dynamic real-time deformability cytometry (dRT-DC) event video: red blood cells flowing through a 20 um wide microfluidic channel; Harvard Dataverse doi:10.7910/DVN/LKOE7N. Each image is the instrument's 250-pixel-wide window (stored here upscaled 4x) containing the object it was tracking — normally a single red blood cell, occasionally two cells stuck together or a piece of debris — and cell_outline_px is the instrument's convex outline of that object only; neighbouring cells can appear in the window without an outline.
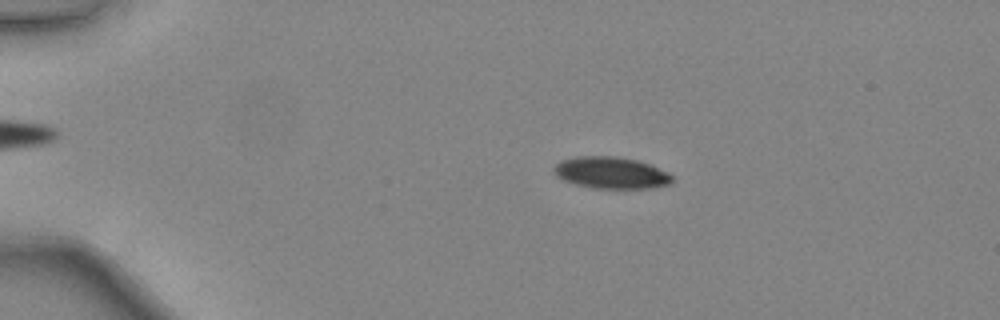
{"species": "common noctule bat (a hibernating species)", "species_latin": "Nyctalus noctula", "temperature_condition": "warm", "stored_images_in_passage": 44, "camera_frame_rate_fps": 3000, "um_per_image_px": 0.085, "animal": {"sex": "female", "body_mass_g": 24.6, "forearm_length_mm": 56.2}, "frame": {"image": 1, "passage_image": 7, "time_ms": 2.0, "image_size_px": [1000, 320], "cell_outline_px": [[672, 184], [656, 188], [592, 188], [576, 184], [564, 180], [556, 176], [552, 172], [552, 168], [560, 160], [576, 156], [616, 156], [636, 160], [648, 164], [668, 172], [672, 176]], "centroid_in_image_um": [51.92, 14.69], "position_along_channel_um": 33.1, "area_um2": 22.02}}
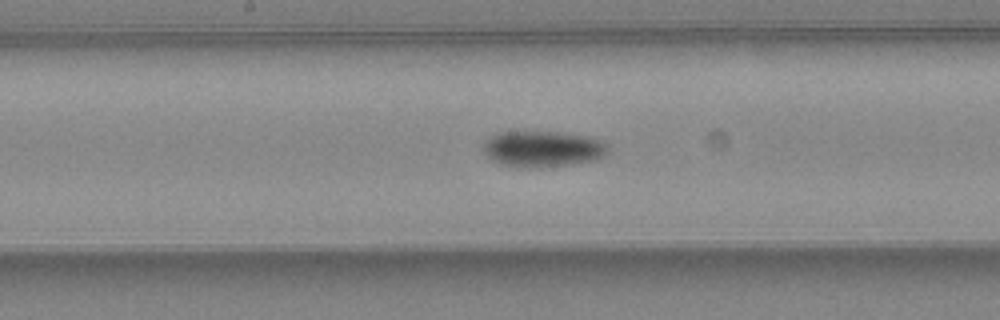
{"frame": {"image": 2, "passage_image": 23, "time_ms": 7.333, "image_size_px": [1000, 320], "cell_outline_px": [[608, 152], [604, 156], [596, 160], [572, 164], [540, 168], [520, 168], [500, 164], [492, 160], [480, 148], [484, 140], [488, 136], [500, 132], [556, 132], [588, 136], [600, 140], [608, 144]], "centroid_in_image_um": [46.1, 12.67], "position_along_channel_um": 202.1, "area_um2": 26.7}}
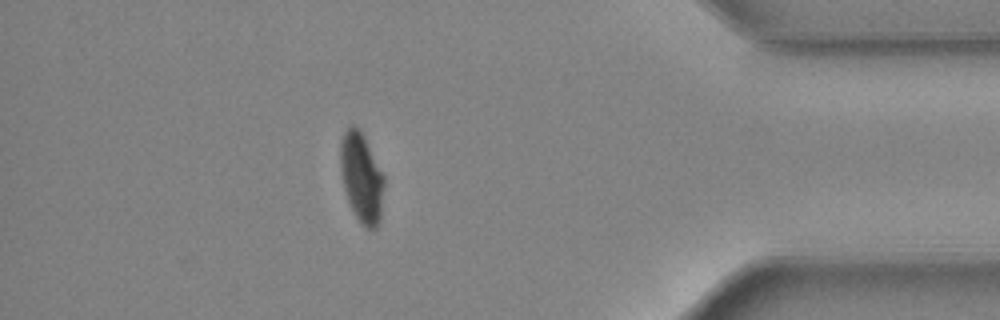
{"frame": {"image": 3, "passage_image": 39, "time_ms": 12.667, "image_size_px": [1000, 320], "cell_outline_px": [[384, 184], [380, 220], [376, 228], [364, 228], [360, 224], [348, 200], [344, 188], [340, 168], [340, 144], [344, 132], [352, 124], [364, 136], [384, 176]], "centroid_in_image_um": [30.73, 15.12], "position_along_channel_um": 404.5, "area_um2": 22.54}, "authors_computed_cell_mechanics": {"area_um2": 23.698, "velocity_mm_per_s": 4.4561, "shape_relaxation_time_tau1_ms": 2.3777, "shape_relaxation_time_tau2_ms": null, "deformation_change_tau1": 0.1268, "deformation_change_tau2": null}}